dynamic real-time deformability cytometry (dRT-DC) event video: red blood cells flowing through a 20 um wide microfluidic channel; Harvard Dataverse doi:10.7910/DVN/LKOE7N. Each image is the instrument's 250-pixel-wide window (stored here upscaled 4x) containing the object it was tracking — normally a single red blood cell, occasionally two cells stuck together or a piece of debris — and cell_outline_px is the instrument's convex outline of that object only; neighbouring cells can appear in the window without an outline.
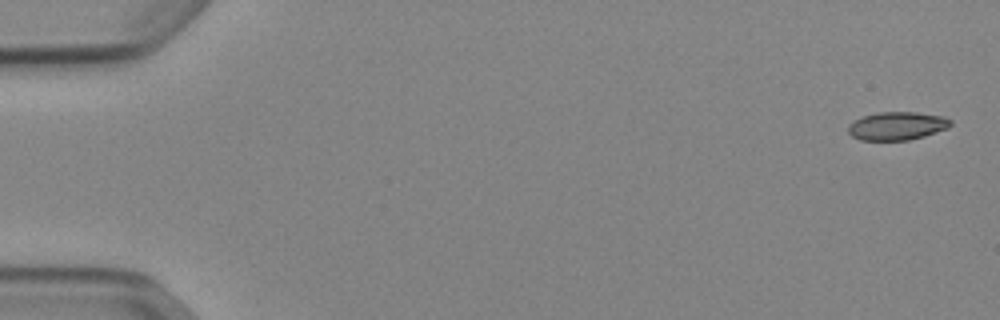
{"species": "Egyptian fruit bat (a non-hibernating species)", "species_latin": "Rousettus aegyptiacus", "temperature_condition": "cold", "stored_images_in_passage": 52, "camera_frame_rate_fps": 3000, "um_per_image_px": 0.085, "animal": {"sex": "female"}, "frame": {"image": 1, "passage_image": 1, "time_ms": 0.0, "image_size_px": [1000, 320], "cell_outline_px": [[952, 124], [948, 128], [924, 136], [908, 140], [860, 140], [852, 136], [848, 132], [848, 124], [852, 120], [864, 116], [880, 112], [916, 112], [944, 116], [952, 120]], "centroid_in_image_um": [76.25, 10.7], "position_along_channel_um": 8.8, "area_um2": 16.94}}
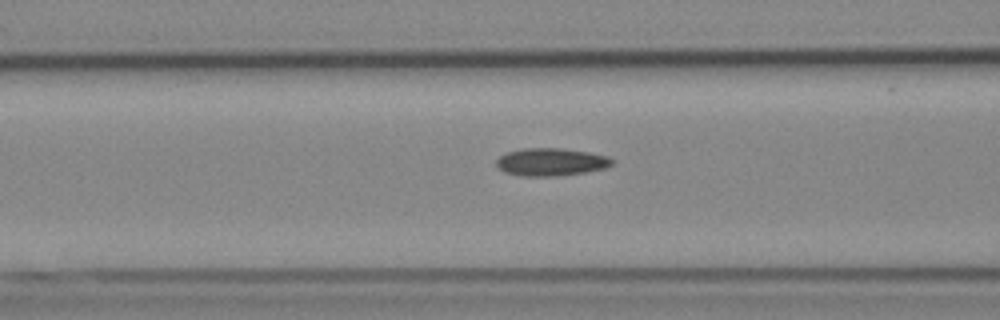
{"frame": {"image": 2, "passage_image": 21, "time_ms": 6.667, "image_size_px": [1000, 320], "cell_outline_px": [[612, 164], [604, 168], [588, 172], [560, 176], [520, 176], [504, 172], [496, 168], [496, 160], [500, 156], [508, 152], [524, 148], [560, 148], [588, 152], [608, 156], [612, 160]], "centroid_in_image_um": [46.8, 13.78], "position_along_channel_um": 119.8, "area_um2": 18.79}}
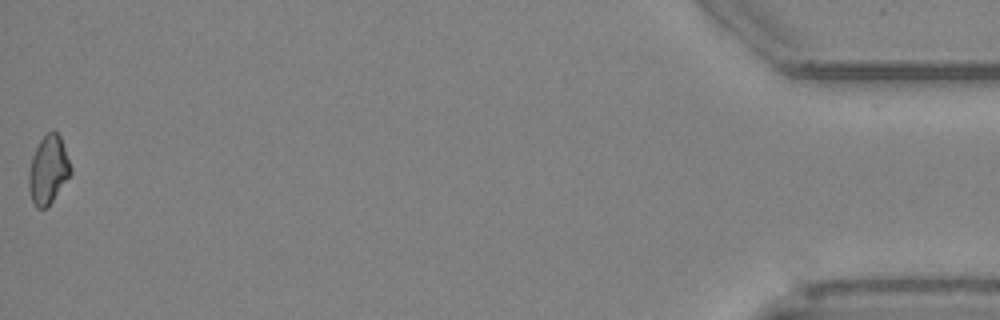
{"frame": {"image": 3, "passage_image": 52, "time_ms": 17.0, "image_size_px": [1000, 320], "cell_outline_px": [[72, 172], [48, 208], [36, 208], [32, 200], [28, 188], [28, 172], [32, 156], [40, 140], [52, 128], [60, 136], [72, 168]], "centroid_in_image_um": [4.1, 14.45], "position_along_channel_um": 431.1, "area_um2": 16.76}, "authors_computed_cell_mechanics": {"area_um2": 17.4845, "velocity_mm_per_s": 3.901, "shape_relaxation_time_tau1_ms": 5.0572, "shape_relaxation_time_tau2_ms": null, "deformation_change_tau1": 0.1075, "deformation_change_tau2": null}}